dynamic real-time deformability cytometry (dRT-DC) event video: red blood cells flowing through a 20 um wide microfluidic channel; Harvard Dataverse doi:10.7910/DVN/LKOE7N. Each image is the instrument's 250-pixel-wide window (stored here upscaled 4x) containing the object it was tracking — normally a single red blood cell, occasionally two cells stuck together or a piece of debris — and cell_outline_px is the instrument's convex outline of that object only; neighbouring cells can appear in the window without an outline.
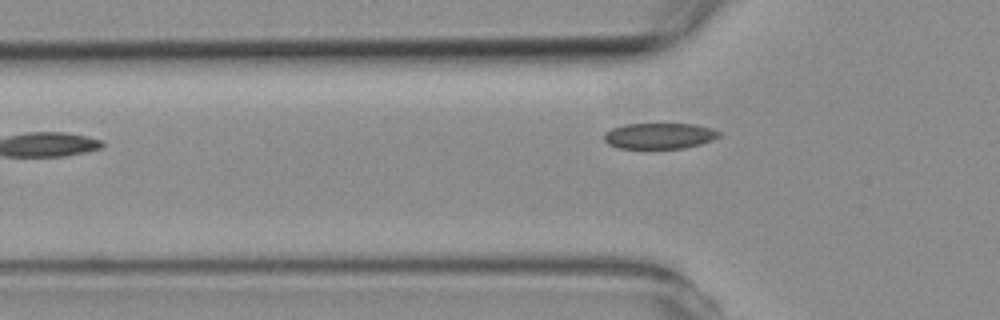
{"species": "common noctule bat (a hibernating species)", "species_latin": "Nyctalus noctula", "temperature_condition": "room temperature", "stored_images_in_passage": 2, "camera_frame_rate_fps": 3000, "um_per_image_px": 0.085, "animal": {"sex": "female", "body_mass_g": 19.3, "forearm_length_mm": 54.1}, "frame": {"image": 1, "passage_image": 2, "time_ms": 1.333, "image_size_px": [1000, 320], "cell_outline_px": [[720, 136], [712, 140], [700, 144], [684, 148], [620, 148], [608, 144], [604, 140], [604, 132], [612, 128], [624, 124], [696, 124], [712, 128], [720, 132]], "centroid_in_image_um": [56.04, 11.54], "position_along_channel_um": 69.8, "area_um2": 17.34}}